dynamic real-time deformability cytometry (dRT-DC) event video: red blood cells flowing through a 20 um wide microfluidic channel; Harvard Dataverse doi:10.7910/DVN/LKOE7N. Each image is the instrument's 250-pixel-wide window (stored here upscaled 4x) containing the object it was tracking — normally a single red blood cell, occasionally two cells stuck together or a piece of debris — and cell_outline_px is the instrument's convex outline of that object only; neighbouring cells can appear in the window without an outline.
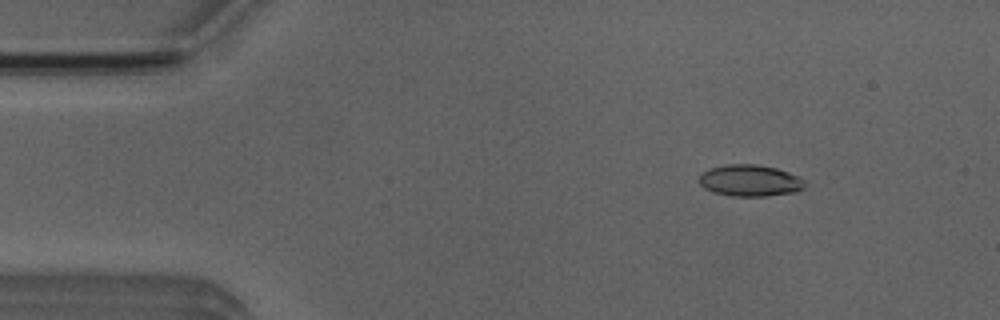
{"species": "Egyptian fruit bat (a non-hibernating species)", "species_latin": "Rousettus aegyptiacus", "temperature_condition": "room temperature", "stored_images_in_passage": 47, "camera_frame_rate_fps": 3000, "um_per_image_px": 0.085, "animal": {"sex": "male"}, "frame": {"image": 1, "passage_image": 2, "time_ms": 0.333, "image_size_px": [1000, 320], "cell_outline_px": [[804, 188], [796, 192], [768, 196], [732, 196], [716, 192], [704, 188], [696, 180], [708, 168], [728, 164], [756, 164], [776, 168], [800, 176], [804, 180]], "centroid_in_image_um": [63.76, 15.34], "position_along_channel_um": 21.2, "area_um2": 19.54}}
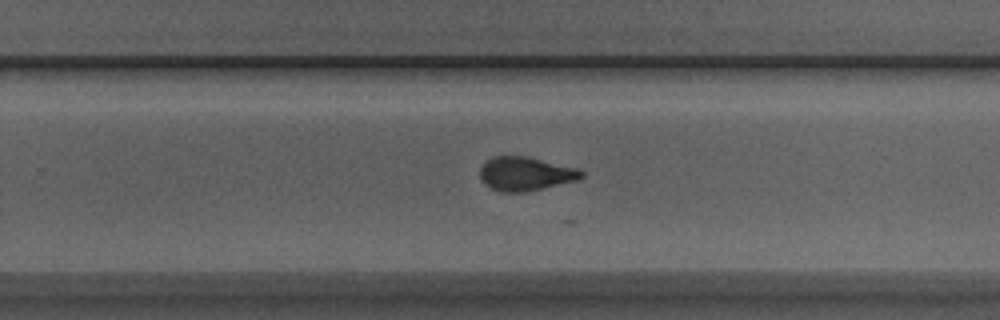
{"frame": {"image": 2, "passage_image": 28, "time_ms": 9.0, "image_size_px": [1000, 320], "cell_outline_px": [[584, 176], [576, 180], [544, 188], [524, 192], [500, 192], [484, 184], [480, 180], [480, 168], [492, 156], [528, 156], [576, 168], [584, 172]], "centroid_in_image_um": [44.64, 14.77], "position_along_channel_um": 285.2, "area_um2": 19.94}}
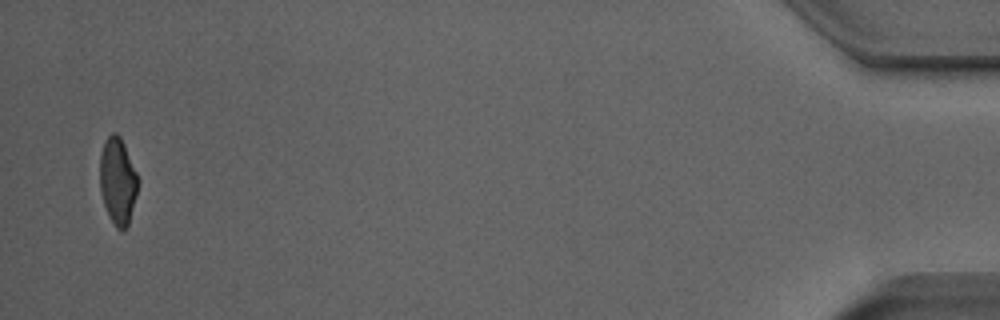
{"frame": {"image": 3, "passage_image": 46, "time_ms": 15.0, "image_size_px": [1000, 320], "cell_outline_px": [[140, 180], [136, 196], [128, 224], [124, 232], [116, 228], [104, 204], [100, 188], [100, 156], [104, 140], [112, 132], [116, 132], [120, 136], [124, 144]], "centroid_in_image_um": [10.02, 15.36], "position_along_channel_um": 425.2, "area_um2": 19.25}}